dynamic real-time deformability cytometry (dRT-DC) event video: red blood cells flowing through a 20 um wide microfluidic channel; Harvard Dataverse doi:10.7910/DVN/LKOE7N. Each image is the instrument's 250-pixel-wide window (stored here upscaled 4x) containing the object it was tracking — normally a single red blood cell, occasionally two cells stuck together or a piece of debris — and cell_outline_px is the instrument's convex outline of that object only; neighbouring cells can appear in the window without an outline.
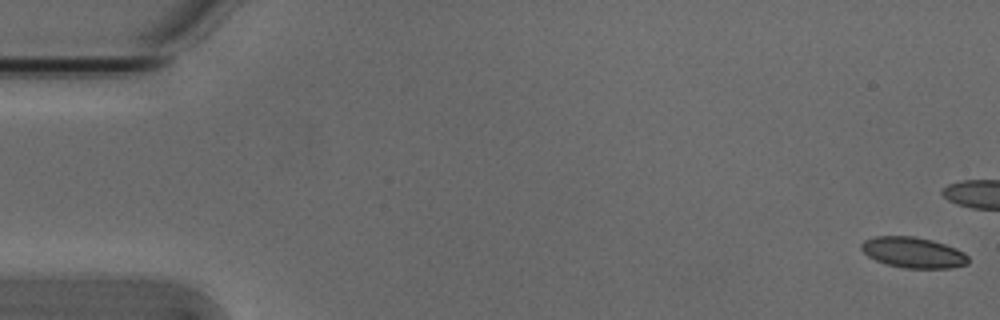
{"species": "Egyptian fruit bat (a non-hibernating species)", "species_latin": "Rousettus aegyptiacus", "temperature_condition": "cold", "stored_images_in_passage": 8, "camera_frame_rate_fps": 3000, "um_per_image_px": 0.085, "animal": {"sex": "male"}, "frame": {"image": 1, "passage_image": 1, "time_ms": 0.0, "image_size_px": [1000, 320], "cell_outline_px": [[968, 264], [952, 268], [904, 268], [888, 264], [876, 260], [868, 256], [860, 248], [860, 244], [864, 240], [876, 236], [916, 236], [932, 240], [956, 248], [964, 252], [968, 256]], "centroid_in_image_um": [77.63, 21.46], "position_along_channel_um": 7.4, "area_um2": 19.19}}